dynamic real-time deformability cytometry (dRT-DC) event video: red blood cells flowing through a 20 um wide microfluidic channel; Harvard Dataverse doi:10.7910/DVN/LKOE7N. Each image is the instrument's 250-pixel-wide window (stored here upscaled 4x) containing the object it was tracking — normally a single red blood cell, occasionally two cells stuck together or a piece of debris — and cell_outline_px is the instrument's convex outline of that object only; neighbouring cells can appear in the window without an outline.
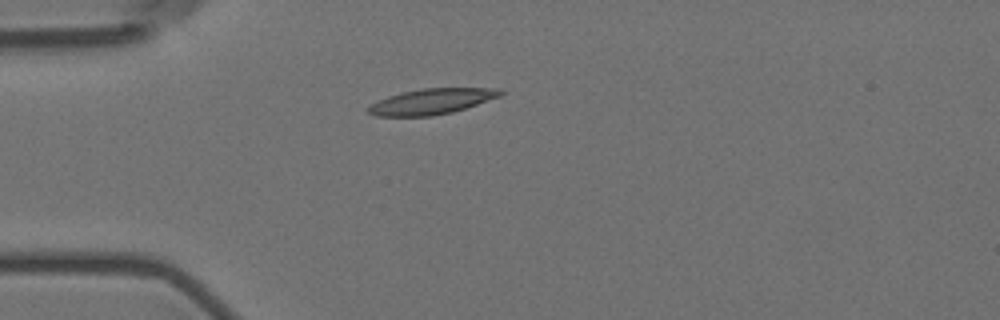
{"species": "Egyptian fruit bat (a non-hibernating species)", "species_latin": "Rousettus aegyptiacus", "temperature_condition": "room temperature", "stored_images_in_passage": 7, "camera_frame_rate_fps": 3000, "um_per_image_px": 0.085, "animal": {"sex": "female"}, "frame": {"image": 1, "passage_image": 2, "time_ms": 0.333, "image_size_px": [1000, 320], "cell_outline_px": [[504, 92], [500, 96], [452, 112], [432, 116], [376, 116], [368, 112], [368, 108], [372, 104], [388, 96], [400, 92], [420, 88], [500, 88]], "centroid_in_image_um": [36.69, 8.61], "position_along_channel_um": 48.3, "area_um2": 19.54}}
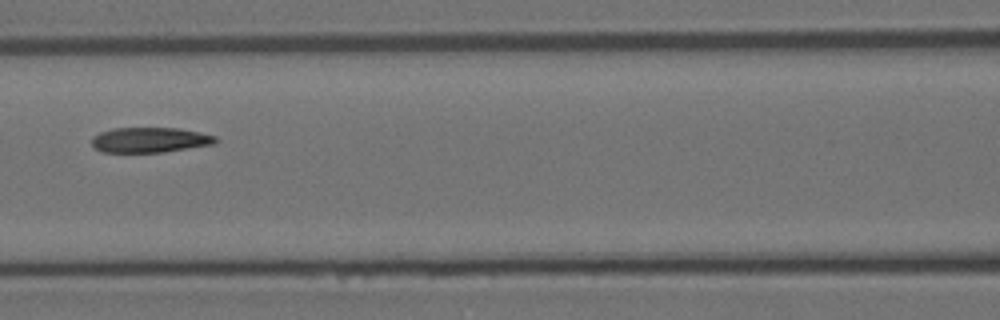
{"frame": {"image": 2, "passage_image": 5, "time_ms": 1.333, "image_size_px": [1000, 320], "cell_outline_px": [[220, 140], [216, 144], [164, 152], [100, 152], [92, 144], [92, 136], [100, 132], [112, 128], [180, 128], [200, 132], [216, 136]], "centroid_in_image_um": [12.78, 11.89], "position_along_channel_um": 153.8, "area_um2": 18.38}}
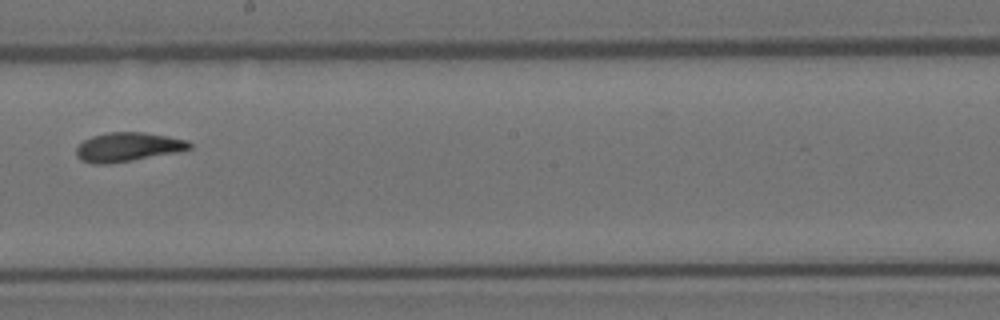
{"frame": {"image": 3, "passage_image": 7, "time_ms": 2.0, "image_size_px": [1000, 320], "cell_outline_px": [[192, 148], [180, 152], [108, 164], [92, 164], [80, 160], [76, 156], [76, 148], [84, 140], [92, 136], [108, 132], [144, 132], [168, 136], [188, 140], [192, 144]], "centroid_in_image_um": [10.88, 12.5], "position_along_channel_um": 237.3, "area_um2": 19.36}}